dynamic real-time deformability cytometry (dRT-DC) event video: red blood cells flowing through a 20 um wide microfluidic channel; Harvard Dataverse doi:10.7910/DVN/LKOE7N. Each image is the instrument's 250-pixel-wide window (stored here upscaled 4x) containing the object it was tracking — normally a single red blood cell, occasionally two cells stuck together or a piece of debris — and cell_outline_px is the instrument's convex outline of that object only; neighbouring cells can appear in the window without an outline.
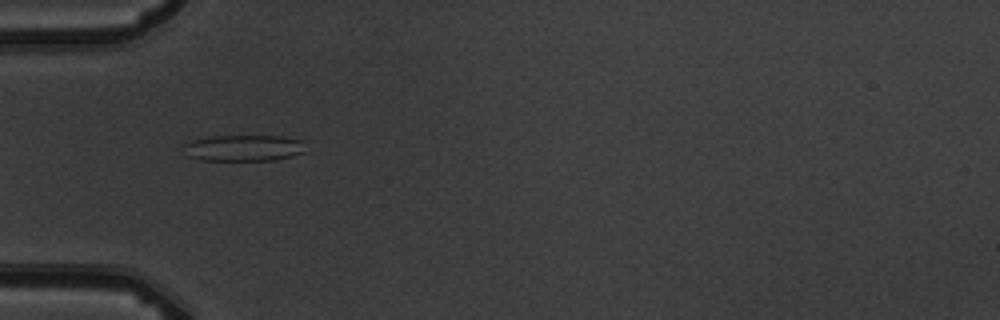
{"species": "common noctule bat (a hibernating species)", "species_latin": "Nyctalus noctula", "temperature_condition": "warm", "stored_images_in_passage": 7, "camera_frame_rate_fps": 3000, "um_per_image_px": 0.085, "animal": {"sex": "male", "body_mass_g": 19.5, "forearm_length_mm": 54.6}, "frame": {"image": 1, "passage_image": 6, "time_ms": 5.667, "image_size_px": [1000, 320], "cell_outline_px": [[308, 152], [276, 160], [200, 160], [188, 156], [180, 144], [204, 136], [280, 136], [304, 140]], "centroid_in_image_um": [20.73, 12.57], "position_along_channel_um": 64.3, "area_um2": 19.19}}
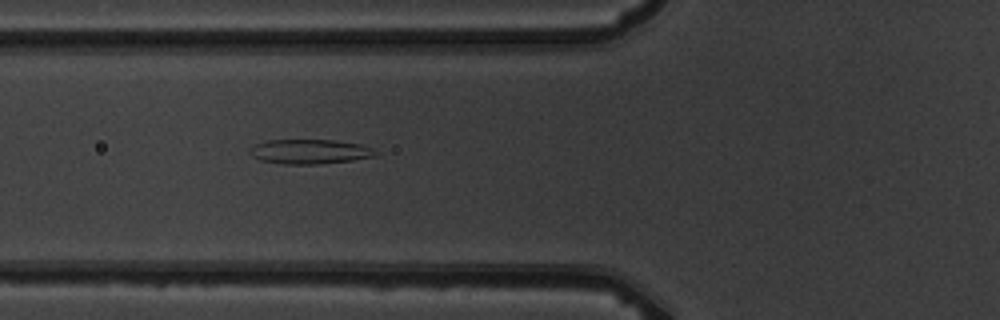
{"frame": {"image": 2, "passage_image": 7, "time_ms": 6.667, "image_size_px": [1000, 320], "cell_outline_px": [[376, 156], [352, 160], [316, 164], [284, 164], [260, 160], [252, 156], [248, 152], [256, 144], [268, 140], [332, 140], [360, 144], [372, 148], [376, 152]], "centroid_in_image_um": [26.32, 12.89], "position_along_channel_um": 99.5, "area_um2": 17.8}}